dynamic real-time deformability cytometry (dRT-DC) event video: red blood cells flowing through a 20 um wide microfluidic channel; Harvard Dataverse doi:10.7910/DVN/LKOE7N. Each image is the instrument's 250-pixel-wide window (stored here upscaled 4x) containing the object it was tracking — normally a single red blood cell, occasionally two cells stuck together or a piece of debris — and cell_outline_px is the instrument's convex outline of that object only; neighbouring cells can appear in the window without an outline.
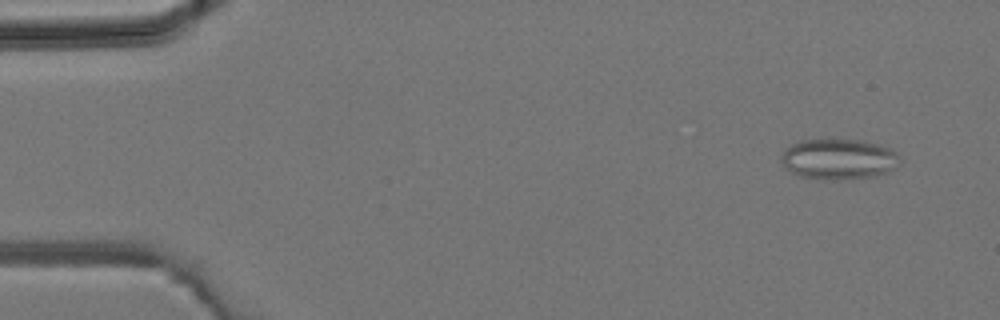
{"species": "common noctule bat (a hibernating species)", "species_latin": "Nyctalus noctula", "temperature_condition": "room temperature", "stored_images_in_passage": 42, "camera_frame_rate_fps": 3000, "um_per_image_px": 0.085, "animal": {"sex": "male", "body_mass_g": 19.2, "forearm_length_mm": 51.8}, "frame": {"image": 1, "passage_image": 3, "time_ms": 0.667, "image_size_px": [1000, 320], "cell_outline_px": [[896, 168], [888, 172], [876, 176], [800, 176], [792, 172], [780, 164], [780, 156], [784, 148], [800, 140], [832, 136], [860, 140], [892, 148], [896, 152]], "centroid_in_image_um": [71.21, 13.41], "position_along_channel_um": 13.8, "area_um2": 27.69}}
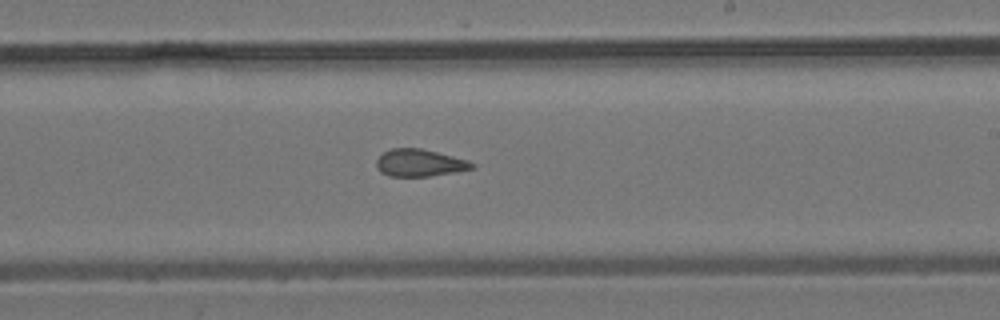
{"frame": {"image": 2, "passage_image": 25, "time_ms": 8.0, "image_size_px": [1000, 320], "cell_outline_px": [[476, 168], [456, 172], [428, 176], [388, 176], [380, 172], [376, 168], [376, 160], [384, 152], [392, 148], [420, 148], [468, 160], [476, 164]], "centroid_in_image_um": [35.67, 13.85], "position_along_channel_um": 253.3, "area_um2": 15.2}}
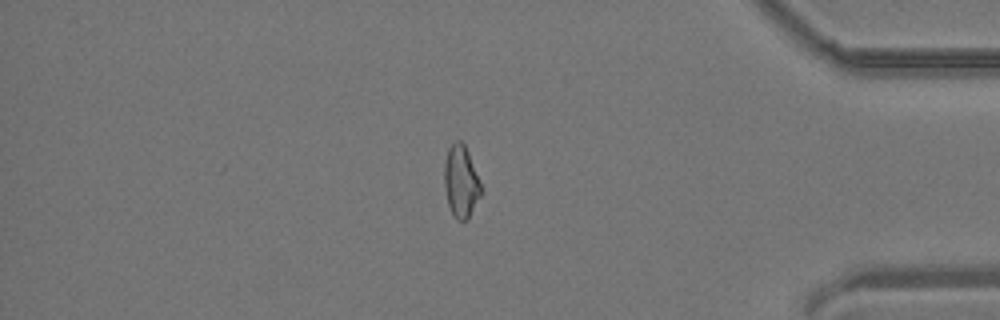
{"frame": {"image": 3, "passage_image": 36, "time_ms": 11.667, "image_size_px": [1000, 320], "cell_outline_px": [[484, 188], [468, 220], [456, 220], [448, 204], [444, 188], [444, 164], [448, 148], [456, 140], [460, 140], [464, 144], [468, 152]], "centroid_in_image_um": [39.2, 15.43], "position_along_channel_um": 396.0, "area_um2": 15.66}}